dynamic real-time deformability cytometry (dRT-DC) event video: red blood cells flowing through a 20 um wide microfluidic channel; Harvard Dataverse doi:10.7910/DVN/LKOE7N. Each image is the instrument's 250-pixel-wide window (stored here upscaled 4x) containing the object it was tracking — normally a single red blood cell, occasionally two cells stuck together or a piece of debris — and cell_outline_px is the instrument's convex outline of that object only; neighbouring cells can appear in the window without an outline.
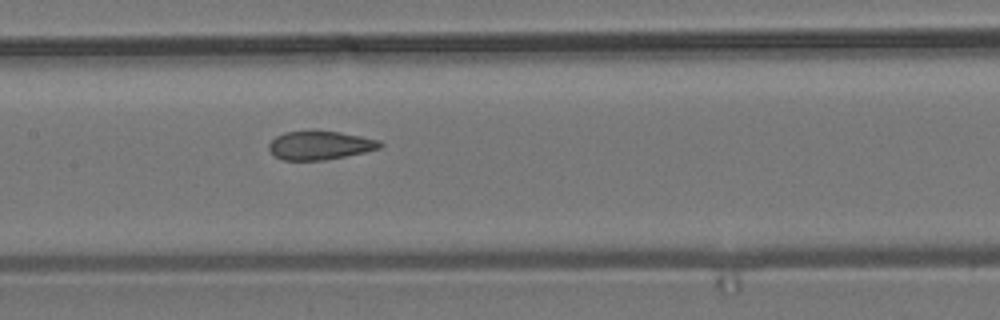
{"species": "common noctule bat (a hibernating species)", "species_latin": "Nyctalus noctula", "temperature_condition": "room temperature", "stored_images_in_passage": 7, "camera_frame_rate_fps": 3000, "um_per_image_px": 0.085, "animal": {"sex": "male", "body_mass_g": 19.2, "forearm_length_mm": 51.8}, "frame": {"image": 1, "passage_image": 7, "time_ms": 7.667, "image_size_px": [1000, 320], "cell_outline_px": [[384, 144], [380, 148], [364, 152], [324, 160], [284, 160], [276, 156], [268, 148], [268, 144], [276, 136], [284, 132], [340, 132], [380, 140]], "centroid_in_image_um": [27.21, 12.36], "position_along_channel_um": 180.2, "area_um2": 18.15}}